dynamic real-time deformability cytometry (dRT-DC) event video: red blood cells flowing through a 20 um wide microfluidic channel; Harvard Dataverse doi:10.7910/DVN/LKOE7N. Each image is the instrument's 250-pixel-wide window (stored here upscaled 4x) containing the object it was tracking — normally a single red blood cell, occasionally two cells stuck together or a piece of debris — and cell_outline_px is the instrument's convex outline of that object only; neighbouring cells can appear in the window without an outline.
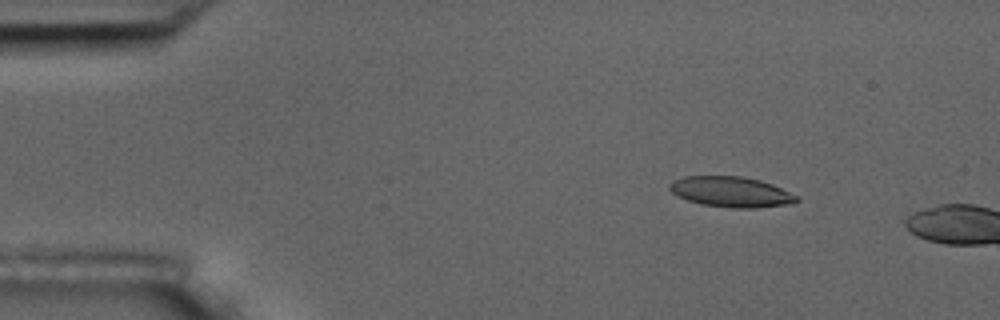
{"species": "common noctule bat (a hibernating species)", "species_latin": "Nyctalus noctula", "temperature_condition": "room temperature", "stored_images_in_passage": 4, "camera_frame_rate_fps": 3000, "um_per_image_px": 0.085, "animal": {"sex": "male", "body_mass_g": 17.5, "forearm_length_mm": 52.3}, "frame": {"image": 1, "passage_image": 3, "time_ms": 2.333, "image_size_px": [1000, 320], "cell_outline_px": [[800, 200], [788, 204], [756, 208], [732, 208], [700, 204], [676, 196], [668, 188], [668, 184], [672, 180], [684, 176], [744, 176], [760, 180], [772, 184], [800, 196]], "centroid_in_image_um": [62.13, 16.3], "position_along_channel_um": 22.9, "area_um2": 22.83}}